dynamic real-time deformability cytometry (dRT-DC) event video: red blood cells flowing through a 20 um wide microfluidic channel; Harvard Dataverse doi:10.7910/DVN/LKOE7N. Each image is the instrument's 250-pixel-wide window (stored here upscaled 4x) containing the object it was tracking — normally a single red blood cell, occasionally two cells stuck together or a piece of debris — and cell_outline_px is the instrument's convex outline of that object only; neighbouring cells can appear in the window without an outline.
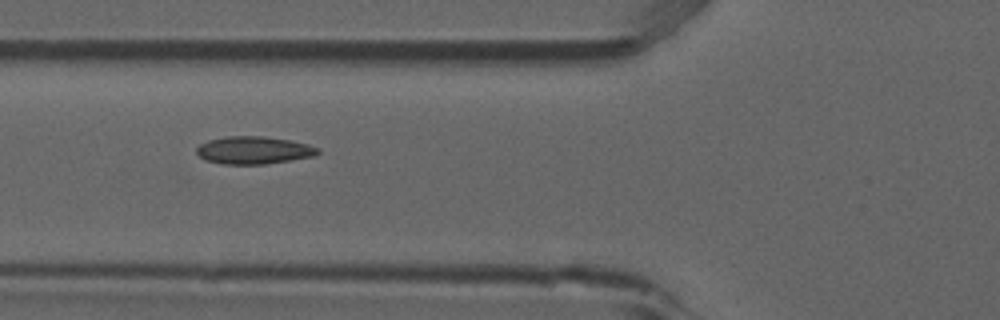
{"species": "common noctule bat (a hibernating species)", "species_latin": "Nyctalus noctula", "temperature_condition": "room temperature", "stored_images_in_passage": 5, "camera_frame_rate_fps": 3000, "um_per_image_px": 0.085, "animal": {"sex": "male", "forearm_length_mm": 52.5}, "frame": {"image": 1, "passage_image": 2, "time_ms": 0.333, "image_size_px": [1000, 320], "cell_outline_px": [[320, 152], [312, 156], [264, 164], [220, 164], [204, 160], [196, 152], [196, 148], [200, 144], [208, 140], [228, 136], [264, 136], [288, 140], [308, 144], [320, 148]], "centroid_in_image_um": [21.53, 12.76], "position_along_channel_um": 104.3, "area_um2": 19.42}}
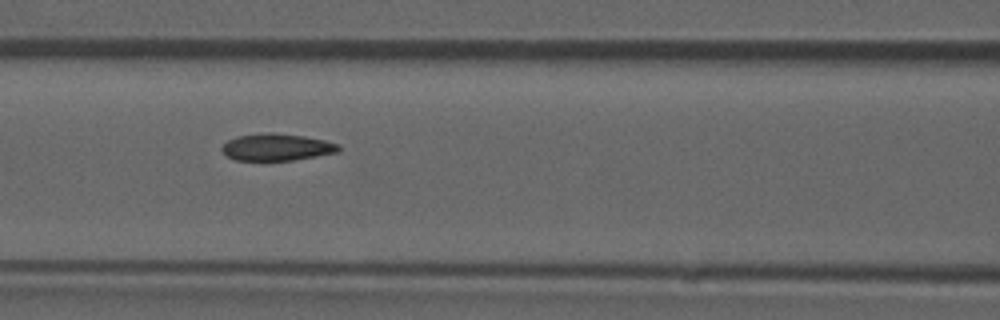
{"frame": {"image": 2, "passage_image": 3, "time_ms": 0.667, "image_size_px": [1000, 320], "cell_outline_px": [[340, 152], [292, 160], [236, 160], [228, 156], [220, 148], [228, 140], [236, 136], [268, 132], [272, 132], [304, 136], [324, 140], [340, 144]], "centroid_in_image_um": [23.54, 12.5], "position_along_channel_um": 143.1, "area_um2": 18.32}}